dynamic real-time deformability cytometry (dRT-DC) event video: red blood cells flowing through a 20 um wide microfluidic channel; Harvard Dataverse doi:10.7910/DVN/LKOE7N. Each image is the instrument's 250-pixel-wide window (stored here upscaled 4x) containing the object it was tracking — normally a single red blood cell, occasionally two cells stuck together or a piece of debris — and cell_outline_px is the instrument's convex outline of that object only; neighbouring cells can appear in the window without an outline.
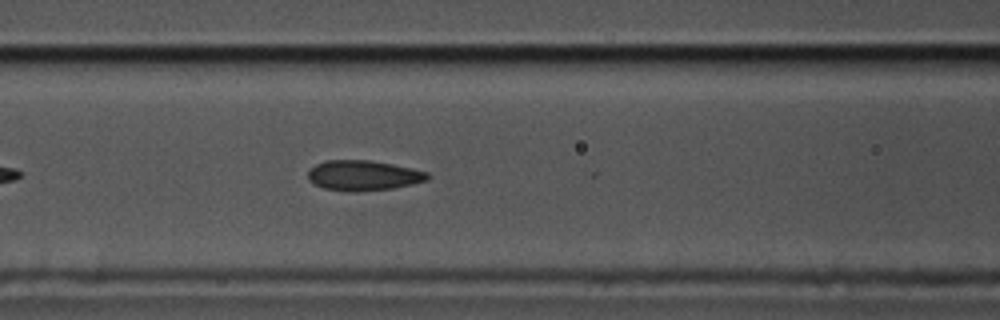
{"species": "common noctule bat (a hibernating species)", "species_latin": "Nyctalus noctula", "temperature_condition": "cold", "stored_images_in_passage": 45, "camera_frame_rate_fps": 3000, "um_per_image_px": 0.085, "animal": {"sex": "male", "body_mass_g": 17.5, "forearm_length_mm": 52.3}, "frame": {"image": 1, "passage_image": 11, "time_ms": 3.333, "image_size_px": [1000, 320], "cell_outline_px": [[428, 180], [412, 184], [392, 188], [348, 192], [324, 188], [308, 180], [308, 172], [316, 164], [328, 160], [368, 160], [392, 164], [412, 168], [428, 172]], "centroid_in_image_um": [30.88, 14.91], "position_along_channel_um": 135.7, "area_um2": 20.81}}
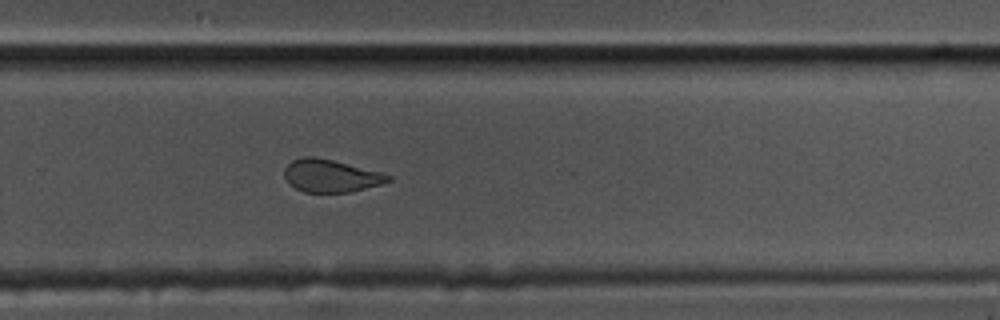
{"frame": {"image": 2, "passage_image": 25, "time_ms": 8.0, "image_size_px": [1000, 320], "cell_outline_px": [[392, 180], [380, 184], [352, 192], [304, 192], [288, 184], [284, 176], [284, 168], [292, 160], [304, 156], [312, 156], [332, 160], [380, 172], [392, 176]], "centroid_in_image_um": [28.08, 14.95], "position_along_channel_um": 301.7, "area_um2": 19.65}}
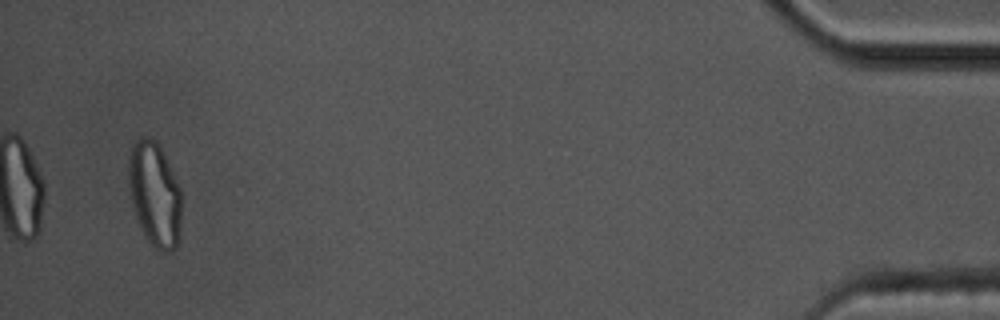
{"frame": {"image": 3, "passage_image": 42, "time_ms": 13.667, "image_size_px": [1000, 320], "cell_outline_px": [[180, 224], [176, 248], [172, 252], [160, 252], [144, 236], [140, 228], [132, 208], [128, 176], [128, 160], [132, 144], [140, 136], [148, 136], [156, 140], [160, 144], [180, 188]], "centroid_in_image_um": [13.12, 16.48], "position_along_channel_um": 422.1, "area_um2": 32.54}}